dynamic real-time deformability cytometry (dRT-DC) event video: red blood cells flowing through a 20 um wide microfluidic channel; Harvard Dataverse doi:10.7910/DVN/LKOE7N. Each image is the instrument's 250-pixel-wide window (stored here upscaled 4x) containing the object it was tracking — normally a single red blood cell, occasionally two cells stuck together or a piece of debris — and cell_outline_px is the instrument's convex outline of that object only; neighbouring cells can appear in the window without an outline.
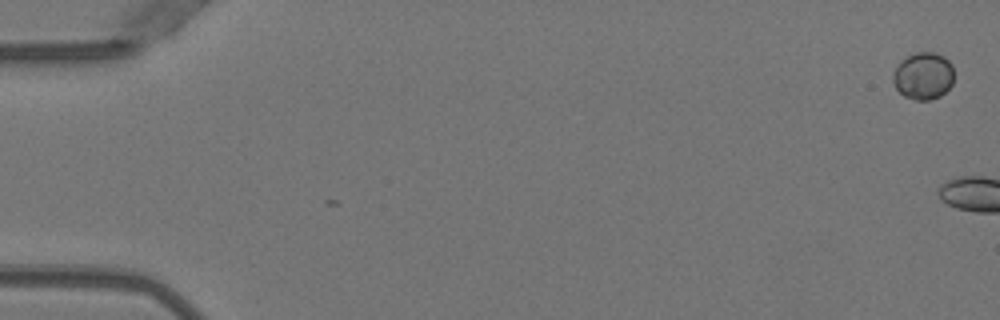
{"species": "Egyptian fruit bat (a non-hibernating species)", "species_latin": "Rousettus aegyptiacus", "temperature_condition": "warm", "stored_images_in_passage": 4, "segment_of_instrument_passage": [2, 2], "camera_frame_rate_fps": 3000, "um_per_image_px": 0.085, "animal": {"sex": "female"}, "frame": {"image": 1, "passage_image": 4, "time_ms": 1.0, "image_size_px": [1000, 320], "cell_outline_px": [[952, 84], [940, 96], [928, 100], [916, 100], [904, 96], [896, 88], [892, 80], [892, 72], [900, 60], [916, 52], [932, 52], [944, 56], [952, 64]], "centroid_in_image_um": [78.45, 6.44], "position_along_channel_um": 6.6, "area_um2": 16.76}}